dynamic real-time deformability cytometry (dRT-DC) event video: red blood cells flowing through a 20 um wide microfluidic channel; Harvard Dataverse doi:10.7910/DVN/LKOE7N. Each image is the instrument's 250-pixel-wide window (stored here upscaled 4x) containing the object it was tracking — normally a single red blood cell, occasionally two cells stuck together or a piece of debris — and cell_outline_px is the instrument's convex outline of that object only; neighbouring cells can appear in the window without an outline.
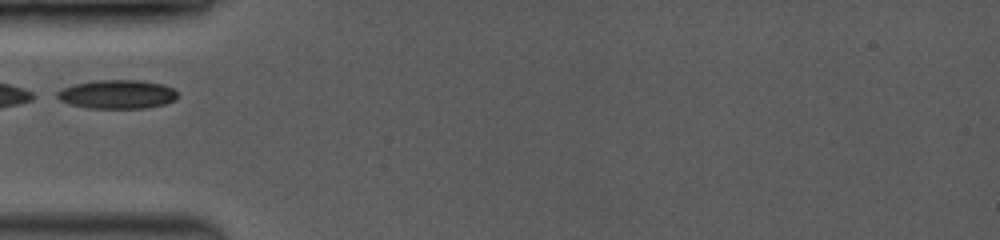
{"species": "common noctule bat (a hibernating species)", "species_latin": "Nyctalus noctula", "temperature_condition": "room temperature", "stored_images_in_passage": 14, "camera_frame_rate_fps": 3500, "um_per_image_px": 0.085, "animal": {"sex": "female", "body_mass_g": 19.0, "forearm_length_mm": 53.3}, "frame": {"image": 1, "passage_image": 1, "time_ms": 0.0, "image_size_px": [1000, 240], "cell_outline_px": [[176, 100], [164, 104], [144, 108], [88, 108], [68, 104], [52, 96], [56, 92], [64, 88], [76, 84], [92, 80], [136, 80], [160, 84], [172, 88], [176, 92]], "centroid_in_image_um": [9.9, 8.02], "position_along_channel_um": 75.1, "area_um2": 20.17}}